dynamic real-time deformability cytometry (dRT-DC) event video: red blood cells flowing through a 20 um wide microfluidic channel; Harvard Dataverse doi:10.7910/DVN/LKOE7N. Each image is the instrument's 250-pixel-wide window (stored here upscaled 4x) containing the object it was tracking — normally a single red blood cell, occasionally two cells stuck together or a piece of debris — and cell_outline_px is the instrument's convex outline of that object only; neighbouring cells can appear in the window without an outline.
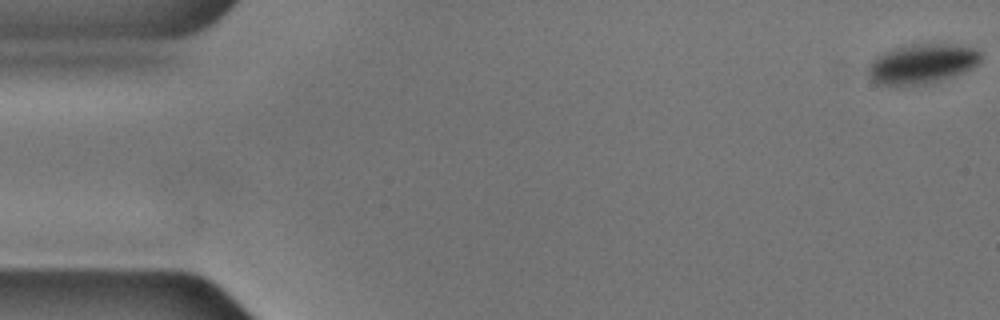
{"species": "common noctule bat (a hibernating species)", "species_latin": "Nyctalus noctula", "temperature_condition": "cold", "stored_images_in_passage": 56, "camera_frame_rate_fps": 3000, "um_per_image_px": 0.085, "animal": {"sex": "male", "body_mass_g": 17.9, "forearm_length_mm": 54.2}, "frame": {"image": 1, "passage_image": 1, "time_ms": 0.0, "image_size_px": [1000, 320], "cell_outline_px": [[980, 64], [964, 72], [928, 84], [904, 88], [896, 88], [880, 84], [872, 80], [868, 76], [868, 64], [876, 56], [884, 52], [896, 48], [920, 44], [948, 44], [976, 48], [980, 52]], "centroid_in_image_um": [78.34, 5.47], "position_along_channel_um": 6.7, "area_um2": 26.53}}
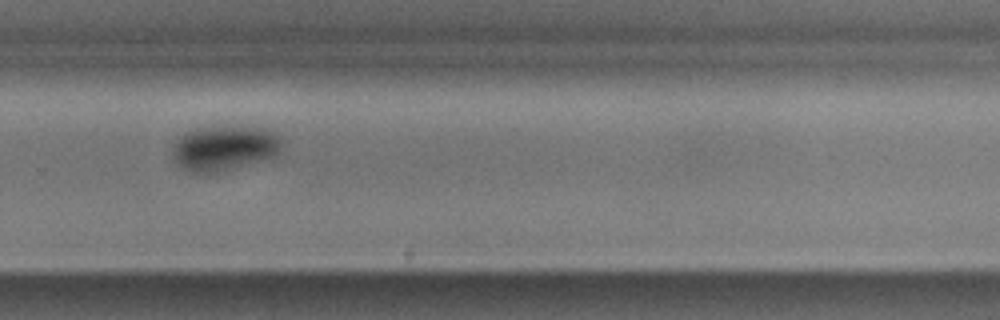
{"frame": {"image": 2, "passage_image": 38, "time_ms": 12.333, "image_size_px": [1000, 320], "cell_outline_px": [[280, 152], [276, 156], [216, 172], [188, 172], [176, 164], [172, 156], [172, 148], [180, 136], [184, 132], [196, 128], [212, 124], [256, 128], [272, 132], [280, 140]], "centroid_in_image_um": [18.98, 12.56], "position_along_channel_um": 310.8, "area_um2": 28.67}}
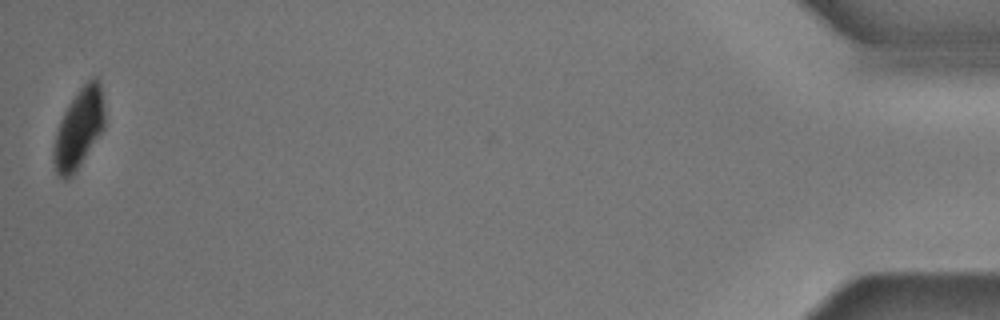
{"frame": {"image": 3, "passage_image": 56, "time_ms": 18.333, "image_size_px": [1000, 320], "cell_outline_px": [[104, 128], [72, 176], [68, 180], [64, 180], [56, 172], [52, 160], [52, 148], [56, 132], [60, 120], [68, 104], [76, 92], [92, 76], [96, 76], [100, 84], [104, 108]], "centroid_in_image_um": [6.67, 10.93], "position_along_channel_um": 428.5, "area_um2": 23.64}, "authors_computed_cell_mechanics": {"area_um2": 29.0445, "velocity_mm_per_s": 3.5425, "shape_relaxation_time_tau1_ms": 3.7479, "shape_relaxation_time_tau2_ms": null, "deformation_change_tau1": 0.0634, "deformation_change_tau2": null}}